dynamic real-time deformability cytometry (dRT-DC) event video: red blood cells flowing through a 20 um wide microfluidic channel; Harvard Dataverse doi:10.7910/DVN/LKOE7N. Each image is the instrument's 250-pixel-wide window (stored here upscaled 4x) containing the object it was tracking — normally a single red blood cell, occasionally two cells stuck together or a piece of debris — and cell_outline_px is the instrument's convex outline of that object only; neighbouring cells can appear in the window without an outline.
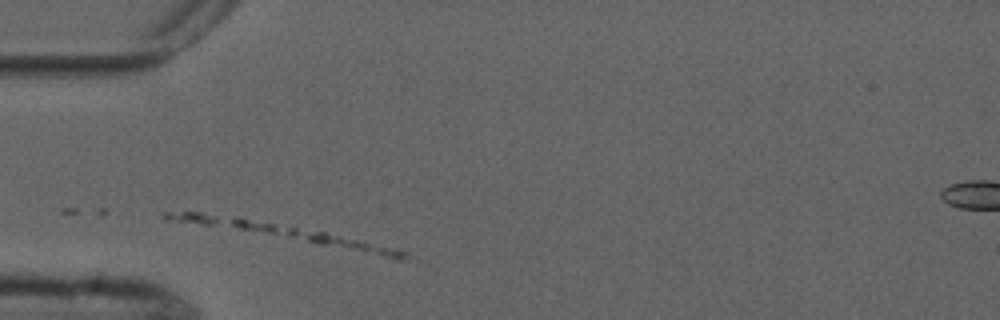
{"species": "common noctule bat (a hibernating species)", "species_latin": "Nyctalus noctula", "temperature_condition": "cold", "stored_images_in_passage": 2, "camera_frame_rate_fps": 3000, "um_per_image_px": 0.085, "animal": {"sex": "male", "forearm_length_mm": 52.5}, "frame": {"image": 1, "passage_image": 1, "time_ms": 0.0, "image_size_px": [1000, 320], "cell_outline_px": [[420, 260], [396, 260], [240, 228], [232, 224], [228, 220], [236, 216], [240, 216], [324, 232], [408, 252], [416, 256]], "centroid_in_image_um": [27.24, 20.26], "position_along_channel_um": 57.8, "area_um2": 15.78}}